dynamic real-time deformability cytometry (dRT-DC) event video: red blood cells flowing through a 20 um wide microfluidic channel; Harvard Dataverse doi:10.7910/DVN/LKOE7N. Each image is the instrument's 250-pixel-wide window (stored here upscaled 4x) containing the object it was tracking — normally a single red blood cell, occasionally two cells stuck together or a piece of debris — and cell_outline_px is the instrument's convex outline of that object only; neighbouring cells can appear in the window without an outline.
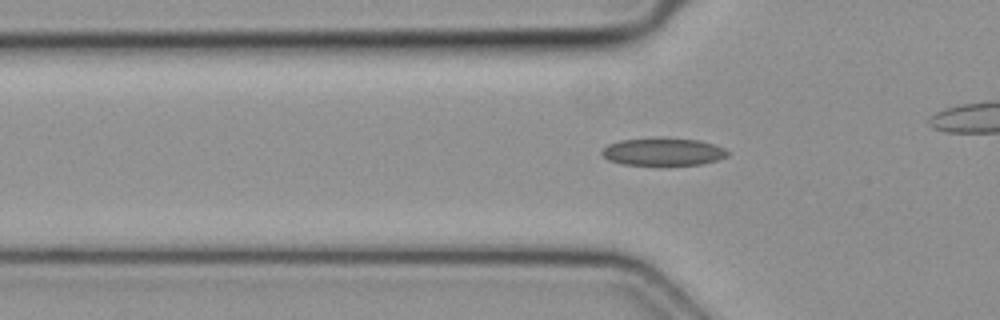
{"species": "common noctule bat (a hibernating species)", "species_latin": "Nyctalus noctula", "temperature_condition": "cold", "stored_images_in_passage": 40, "camera_frame_rate_fps": 3000, "um_per_image_px": 0.085, "animal": {"sex": "female", "body_mass_g": 19.3, "forearm_length_mm": 54.1}, "frame": {"image": 1, "passage_image": 15, "time_ms": 4.667, "image_size_px": [1000, 320], "cell_outline_px": [[728, 156], [716, 160], [700, 164], [620, 164], [608, 160], [600, 152], [608, 144], [620, 140], [664, 136], [700, 140], [724, 148], [728, 152]], "centroid_in_image_um": [56.34, 12.86], "position_along_channel_um": 69.5, "area_um2": 20.35}}
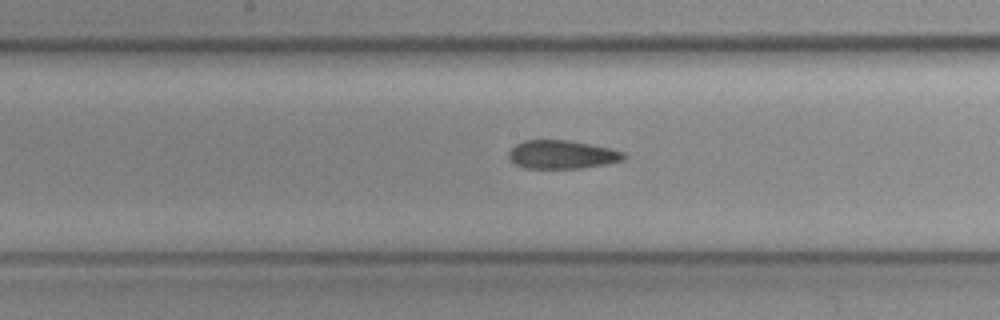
{"frame": {"image": 2, "passage_image": 25, "time_ms": 8.0, "image_size_px": [1000, 320], "cell_outline_px": [[628, 156], [624, 160], [584, 168], [524, 168], [516, 164], [508, 156], [508, 152], [516, 144], [524, 140], [568, 140], [608, 148], [624, 152]], "centroid_in_image_um": [47.77, 13.14], "position_along_channel_um": 200.4, "area_um2": 18.96}}
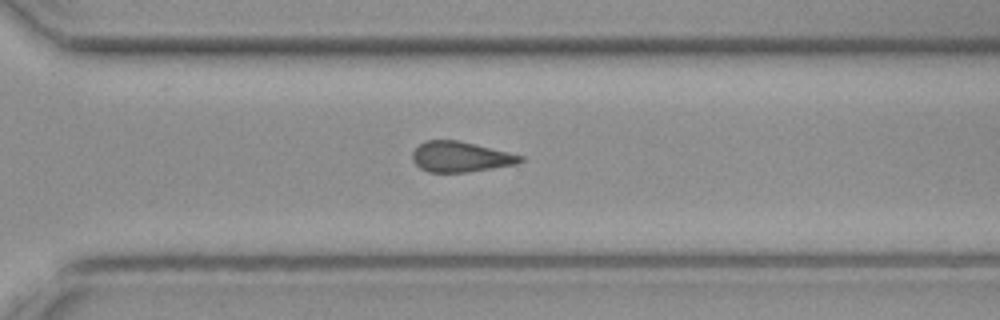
{"frame": {"image": 3, "passage_image": 35, "time_ms": 11.333, "image_size_px": [1000, 320], "cell_outline_px": [[524, 160], [516, 164], [468, 172], [428, 172], [420, 168], [412, 160], [412, 152], [420, 144], [428, 140], [460, 140], [524, 156]], "centroid_in_image_um": [39.14, 13.33], "position_along_channel_um": 331.5, "area_um2": 19.07}}